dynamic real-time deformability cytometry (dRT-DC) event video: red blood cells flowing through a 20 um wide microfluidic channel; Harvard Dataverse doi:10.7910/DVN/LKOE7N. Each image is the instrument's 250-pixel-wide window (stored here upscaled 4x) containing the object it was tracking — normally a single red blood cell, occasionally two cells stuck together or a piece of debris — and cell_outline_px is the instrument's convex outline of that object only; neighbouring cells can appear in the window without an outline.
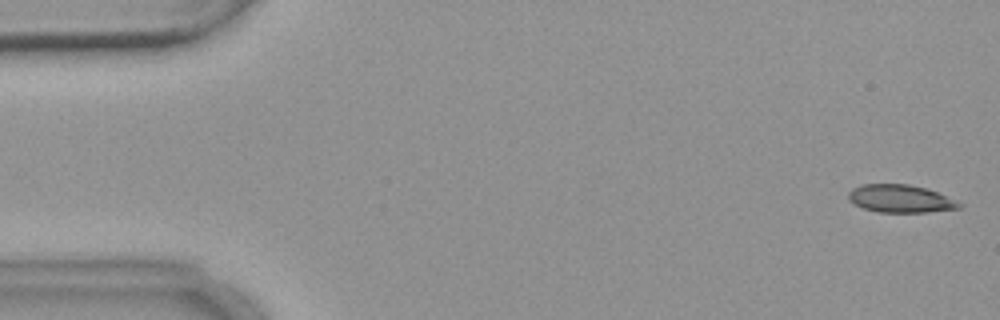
{"species": "common noctule bat (a hibernating species)", "species_latin": "Nyctalus noctula", "temperature_condition": "warm", "stored_images_in_passage": 14, "camera_frame_rate_fps": 3000, "um_per_image_px": 0.085, "animal": {"sex": "female", "body_mass_g": 18.4}, "frame": {"image": 1, "passage_image": 1, "time_ms": 0.0, "image_size_px": [1000, 320], "cell_outline_px": [[964, 204], [960, 208], [928, 212], [876, 212], [864, 208], [848, 200], [848, 192], [852, 188], [860, 184], [908, 184], [928, 188]], "centroid_in_image_um": [76.53, 16.88], "position_along_channel_um": 8.5, "area_um2": 18.03}}
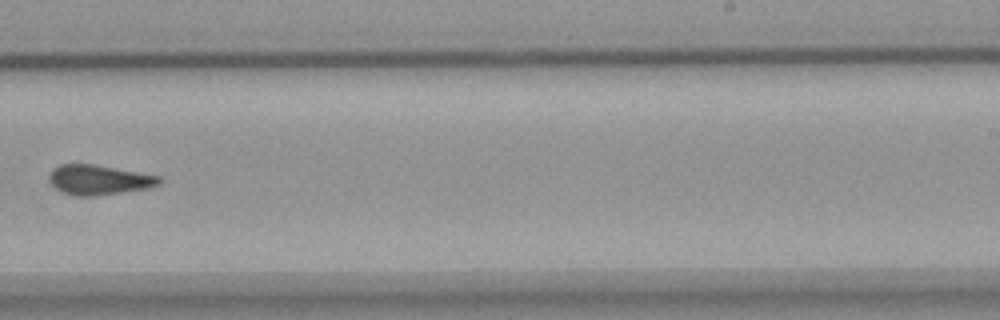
{"frame": {"image": 2, "passage_image": 9, "time_ms": 11.0, "image_size_px": [1000, 320], "cell_outline_px": [[164, 180], [160, 184], [148, 188], [124, 192], [96, 196], [76, 196], [64, 192], [56, 188], [48, 180], [48, 176], [52, 168], [60, 164], [92, 164], [160, 176]], "centroid_in_image_um": [8.41, 15.29], "position_along_channel_um": 280.6, "area_um2": 19.19}}
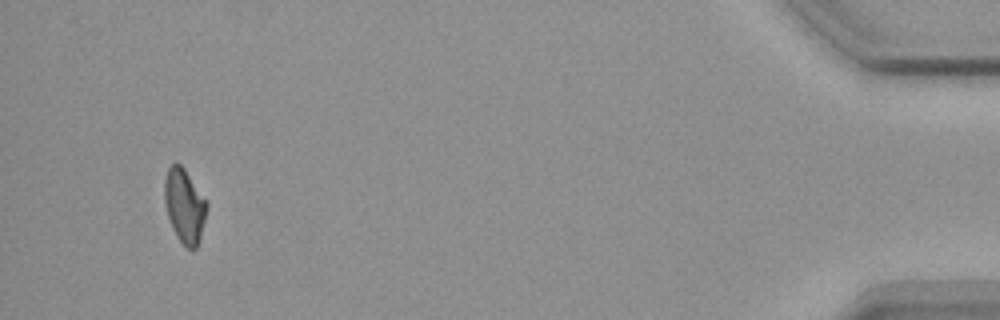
{"frame": {"image": 3, "passage_image": 13, "time_ms": 17.0, "image_size_px": [1000, 320], "cell_outline_px": [[208, 208], [200, 240], [196, 248], [188, 248], [176, 236], [172, 228], [168, 216], [164, 200], [164, 180], [168, 168], [176, 160], [184, 168], [208, 204]], "centroid_in_image_um": [15.68, 17.48], "position_along_channel_um": 419.5, "area_um2": 18.21}}